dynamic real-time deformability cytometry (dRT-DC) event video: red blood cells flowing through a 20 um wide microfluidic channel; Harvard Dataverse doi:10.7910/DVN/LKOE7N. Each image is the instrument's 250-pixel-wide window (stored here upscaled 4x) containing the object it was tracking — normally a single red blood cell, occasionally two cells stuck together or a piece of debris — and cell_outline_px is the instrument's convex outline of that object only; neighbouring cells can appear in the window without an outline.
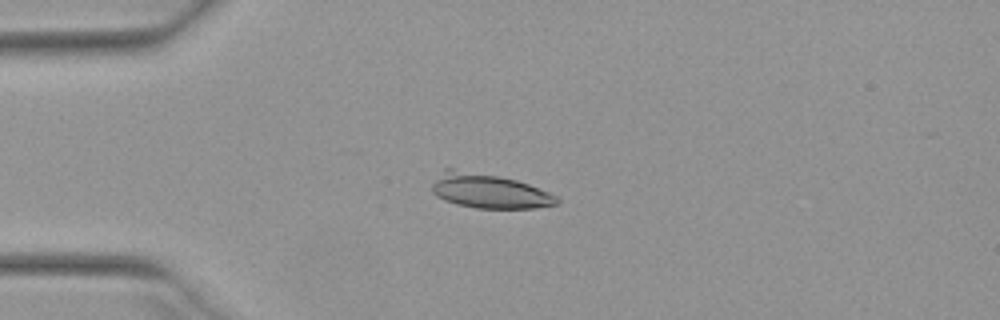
{"species": "Egyptian fruit bat (a non-hibernating species)", "species_latin": "Rousettus aegyptiacus", "temperature_condition": "warm", "stored_images_in_passage": 3, "camera_frame_rate_fps": 3000, "um_per_image_px": 0.085, "animal": {"sex": "female"}, "frame": {"image": 1, "passage_image": 1, "time_ms": 0.0, "image_size_px": [1000, 320], "cell_outline_px": [[544, 204], [516, 208], [496, 208], [468, 204], [488, 180], [508, 180], [532, 188], [540, 192]], "centroid_in_image_um": [43.05, 16.61], "position_along_channel_um": 41.9, "area_um2": 11.04}}